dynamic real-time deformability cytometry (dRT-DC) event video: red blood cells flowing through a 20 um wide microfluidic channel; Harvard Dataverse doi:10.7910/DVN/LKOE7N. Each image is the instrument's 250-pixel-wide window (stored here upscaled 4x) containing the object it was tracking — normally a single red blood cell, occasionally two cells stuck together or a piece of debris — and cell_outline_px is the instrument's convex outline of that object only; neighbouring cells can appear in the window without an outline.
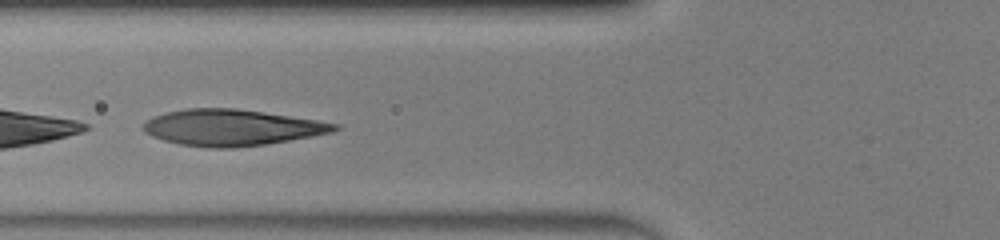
{"species": "human", "species_latin": "Homo sapiens", "temperature_condition": "warm", "stored_images_in_passage": 41, "camera_frame_rate_fps": 3000, "um_per_image_px": 0.085, "donor": {"sex": "male"}, "frame": {"image": 1, "passage_image": 13, "time_ms": 4.0, "image_size_px": [1000, 240], "cell_outline_px": [[340, 128], [332, 132], [312, 136], [264, 144], [232, 148], [208, 148], [180, 144], [164, 140], [152, 136], [144, 132], [140, 128], [152, 116], [184, 108], [236, 108], [264, 112], [316, 120], [340, 124]], "centroid_in_image_um": [19.66, 10.84], "position_along_channel_um": 106.1, "area_um2": 40.23}}
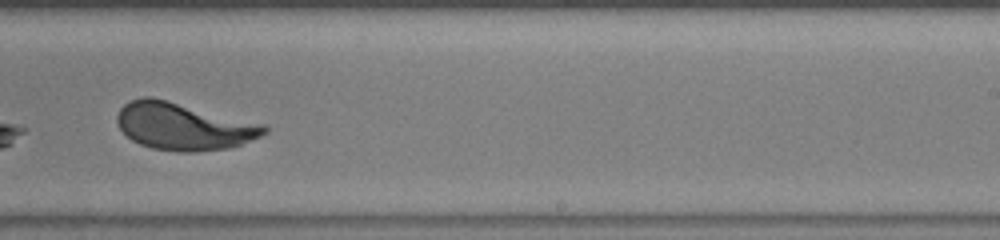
{"frame": {"image": 2, "passage_image": 25, "time_ms": 8.0, "image_size_px": [1000, 240], "cell_outline_px": [[268, 132], [260, 136], [240, 144], [228, 148], [192, 152], [180, 152], [152, 148], [140, 144], [132, 140], [120, 128], [116, 120], [116, 116], [120, 108], [124, 104], [132, 100], [144, 96], [152, 96], [264, 124], [268, 128]], "centroid_in_image_um": [15.58, 10.73], "position_along_channel_um": 273.4, "area_um2": 40.34}}
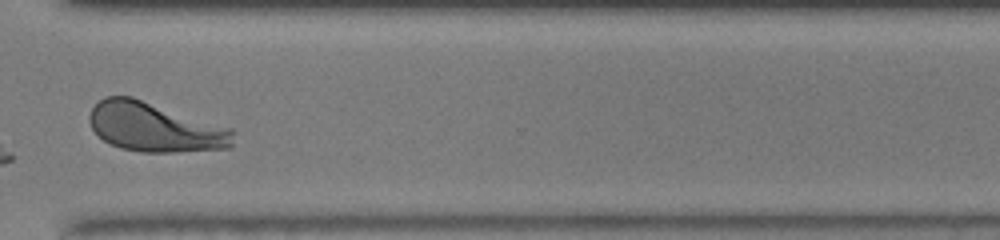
{"frame": {"image": 3, "passage_image": 31, "time_ms": 10.0, "image_size_px": [1000, 240], "cell_outline_px": [[232, 148], [176, 152], [140, 152], [120, 148], [104, 140], [92, 128], [88, 120], [88, 116], [92, 108], [104, 96], [132, 96], [232, 128]], "centroid_in_image_um": [13.16, 10.81], "position_along_channel_um": 357.4, "area_um2": 41.33}}